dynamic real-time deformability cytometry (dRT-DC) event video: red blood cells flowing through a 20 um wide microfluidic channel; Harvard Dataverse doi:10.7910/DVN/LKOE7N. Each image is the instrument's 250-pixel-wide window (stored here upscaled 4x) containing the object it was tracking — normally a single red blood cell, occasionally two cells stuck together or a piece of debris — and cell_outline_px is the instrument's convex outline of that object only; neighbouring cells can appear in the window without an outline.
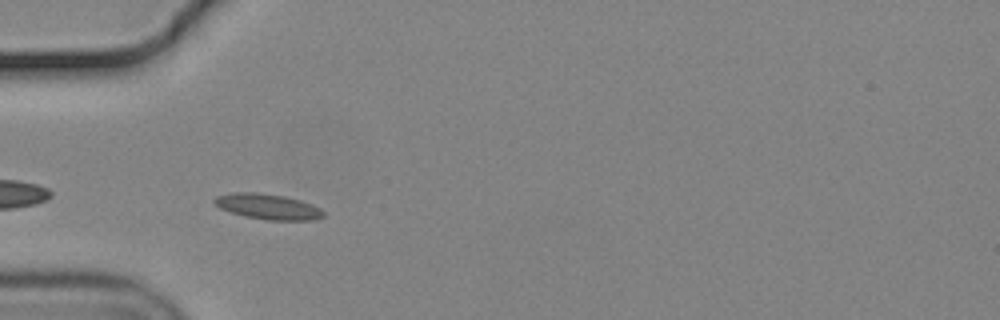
{"species": "common noctule bat (a hibernating species)", "species_latin": "Nyctalus noctula", "temperature_condition": "cold", "stored_images_in_passage": 41, "camera_frame_rate_fps": 3000, "um_per_image_px": 0.085, "animal": {"sex": "male", "body_mass_g": 19.2, "forearm_length_mm": 51.8}, "frame": {"image": 1, "passage_image": 3, "time_ms": 0.667, "image_size_px": [1000, 320], "cell_outline_px": [[324, 216], [316, 220], [268, 220], [244, 216], [220, 208], [212, 200], [216, 196], [232, 192], [256, 192], [284, 196], [300, 200], [312, 204], [320, 208], [324, 212]], "centroid_in_image_um": [22.78, 17.56], "position_along_channel_um": 62.2, "area_um2": 16.18}}
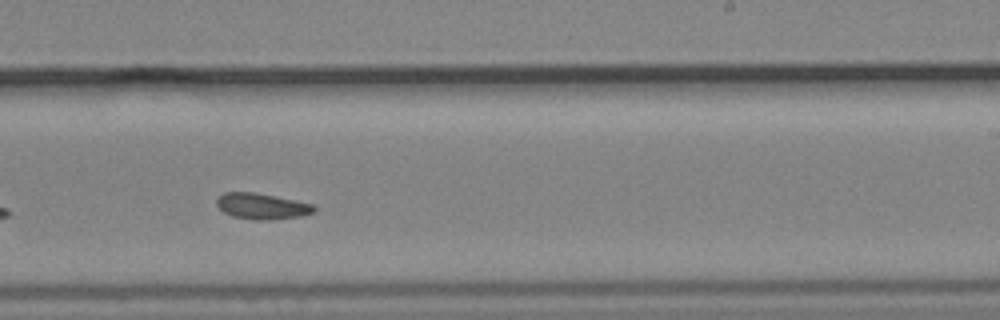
{"frame": {"image": 2, "passage_image": 20, "time_ms": 6.333, "image_size_px": [1000, 320], "cell_outline_px": [[316, 212], [300, 216], [272, 220], [256, 220], [232, 216], [224, 212], [216, 204], [216, 200], [224, 192], [252, 192], [312, 204], [316, 208]], "centroid_in_image_um": [22.25, 17.54], "position_along_channel_um": 266.7, "area_um2": 14.51}}
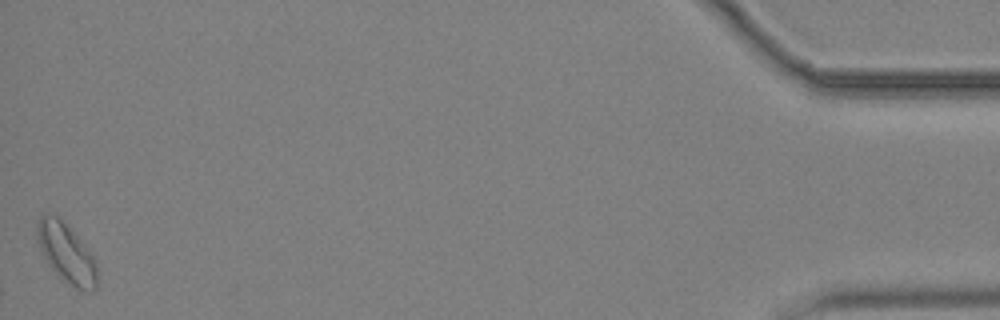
{"frame": {"image": 3, "passage_image": 41, "time_ms": 13.333, "image_size_px": [1000, 320], "cell_outline_px": [[96, 288], [92, 292], [76, 288], [60, 276], [52, 268], [44, 256], [40, 248], [36, 236], [36, 224], [40, 216], [48, 212], [56, 216], [92, 252], [96, 260]], "centroid_in_image_um": [5.64, 21.5], "position_along_channel_um": 429.6, "area_um2": 20.29}, "authors_computed_cell_mechanics": {"area_um2": 14.6812, "velocity_mm_per_s": 3.6629, "shape_relaxation_time_tau1_ms": null, "shape_relaxation_time_tau2_ms": 2.5293, "deformation_change_tau1": null, "deformation_change_tau2": 0.064}}